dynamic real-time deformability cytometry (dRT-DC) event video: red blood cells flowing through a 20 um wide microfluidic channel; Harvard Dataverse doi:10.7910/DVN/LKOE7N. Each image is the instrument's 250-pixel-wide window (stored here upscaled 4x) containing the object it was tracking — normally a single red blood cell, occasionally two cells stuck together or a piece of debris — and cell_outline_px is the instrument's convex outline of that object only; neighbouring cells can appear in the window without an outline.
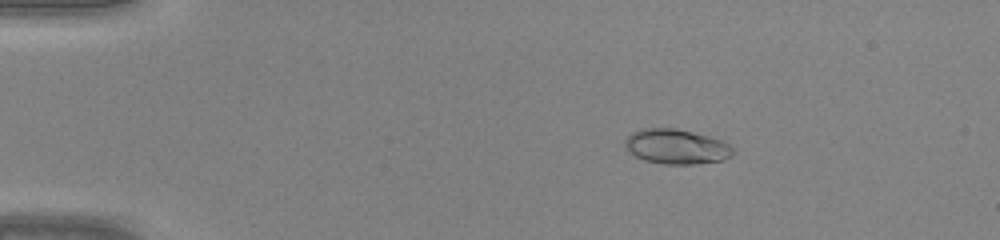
{"species": "common noctule bat (a hibernating species)", "species_latin": "Nyctalus noctula", "temperature_condition": "warm", "stored_images_in_passage": 39, "camera_frame_rate_fps": 3000, "um_per_image_px": 0.085, "animal": {"sex": "male", "body_mass_g": 20.0, "forearm_length_mm": 53.3}, "frame": {"image": 1, "passage_image": 2, "time_ms": 0.333, "image_size_px": [1000, 240], "cell_outline_px": [[736, 152], [732, 156], [724, 160], [696, 164], [664, 164], [644, 160], [636, 156], [624, 148], [624, 140], [632, 132], [644, 128], [676, 128], [724, 140]], "centroid_in_image_um": [57.51, 12.46], "position_along_channel_um": 27.5, "area_um2": 22.14}}
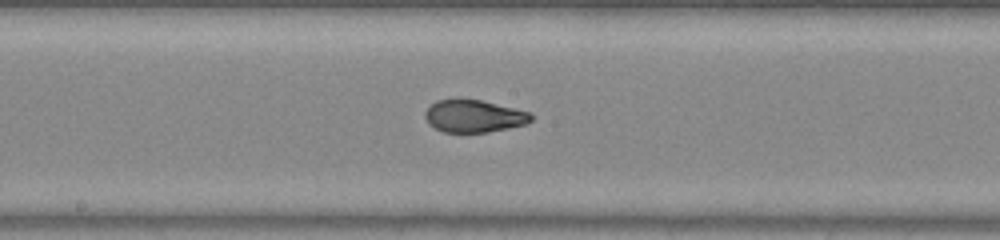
{"frame": {"image": 2, "passage_image": 19, "time_ms": 6.0, "image_size_px": [1000, 240], "cell_outline_px": [[532, 120], [524, 124], [508, 128], [488, 132], [444, 132], [428, 124], [424, 116], [424, 112], [436, 100], [480, 100], [532, 112]], "centroid_in_image_um": [40.28, 9.88], "position_along_channel_um": 207.9, "area_um2": 19.83}}
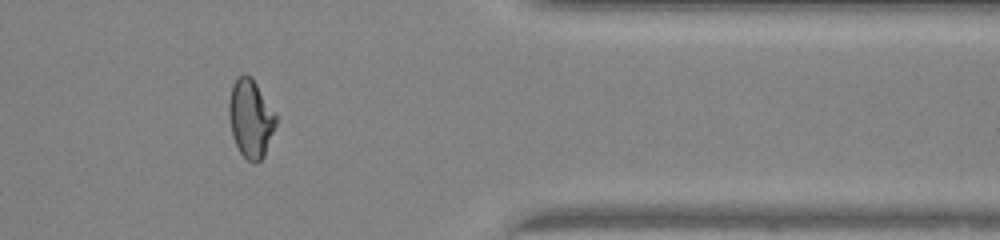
{"frame": {"image": 3, "passage_image": 32, "time_ms": 10.333, "image_size_px": [1000, 240], "cell_outline_px": [[276, 124], [264, 156], [256, 164], [252, 164], [240, 152], [232, 136], [228, 116], [228, 100], [232, 84], [244, 72], [252, 76], [276, 116]], "centroid_in_image_um": [21.27, 10.06], "position_along_channel_um": 390.1, "area_um2": 21.44}}